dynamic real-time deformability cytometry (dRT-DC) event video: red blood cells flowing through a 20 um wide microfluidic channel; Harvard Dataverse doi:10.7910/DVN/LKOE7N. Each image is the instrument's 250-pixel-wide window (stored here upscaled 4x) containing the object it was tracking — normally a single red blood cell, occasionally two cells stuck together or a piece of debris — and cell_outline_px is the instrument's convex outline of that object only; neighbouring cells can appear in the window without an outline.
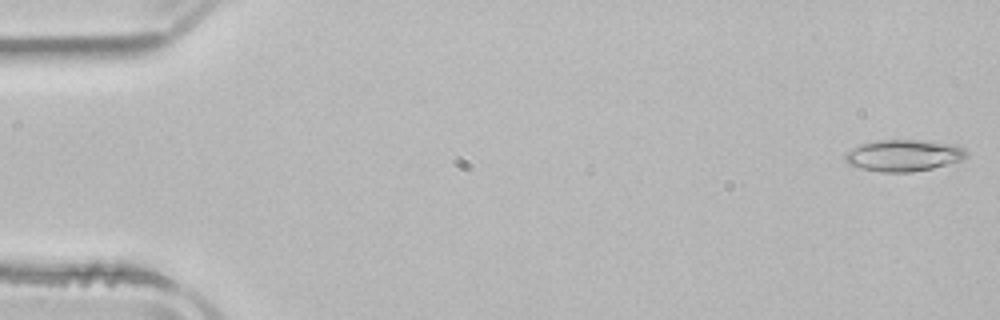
{"species": "common noctule bat (a hibernating species)", "species_latin": "Nyctalus noctula", "temperature_condition": "room temperature", "stored_images_in_passage": 52, "camera_frame_rate_fps": 3000, "um_per_image_px": 0.085, "animal": {"sex": "male", "body_mass_g": 21.5, "forearm_length_mm": 52.0}, "frame": {"image": 1, "passage_image": 1, "time_ms": 0.0, "image_size_px": [1000, 320], "cell_outline_px": [[968, 156], [960, 160], [932, 168], [912, 172], [884, 172], [864, 168], [848, 164], [844, 160], [844, 156], [848, 152], [872, 140], [924, 140], [952, 144], [964, 148], [968, 152]], "centroid_in_image_um": [76.85, 13.2], "position_along_channel_um": 8.2, "area_um2": 22.02}}
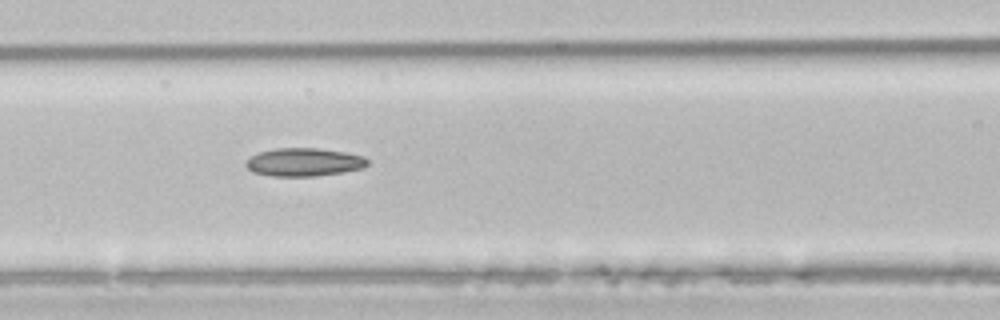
{"frame": {"image": 2, "passage_image": 22, "time_ms": 7.0, "image_size_px": [1000, 320], "cell_outline_px": [[368, 164], [364, 168], [316, 176], [272, 176], [252, 172], [244, 164], [252, 156], [260, 152], [276, 148], [316, 148], [344, 152], [364, 156], [368, 160]], "centroid_in_image_um": [25.84, 13.78], "position_along_channel_um": 140.8, "area_um2": 19.83}}
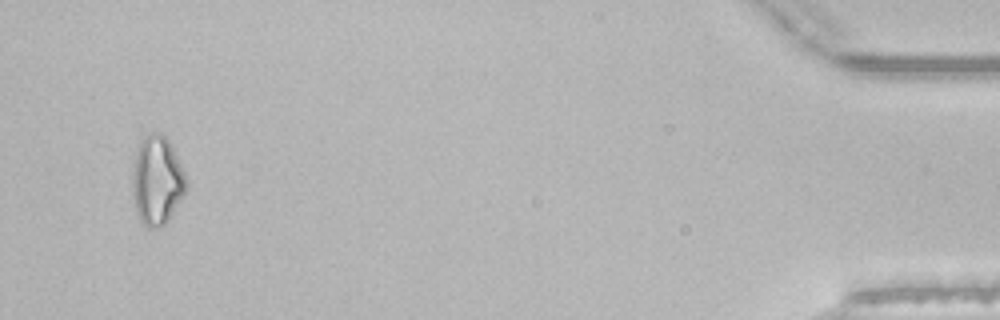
{"frame": {"image": 3, "passage_image": 50, "time_ms": 16.333, "image_size_px": [1000, 320], "cell_outline_px": [[188, 184], [184, 192], [168, 220], [160, 228], [148, 228], [140, 220], [136, 212], [132, 196], [132, 176], [136, 152], [140, 140], [144, 136], [152, 132], [160, 132], [168, 140], [188, 180]], "centroid_in_image_um": [13.32, 15.34], "position_along_channel_um": 421.9, "area_um2": 27.74}, "authors_computed_cell_mechanics": {"area_um2": 20.2878, "velocity_mm_per_s": 3.9008, "shape_relaxation_time_tau1_ms": null, "shape_relaxation_time_tau2_ms": 10.9859, "deformation_change_tau1": null, "deformation_change_tau2": 0.2364}}